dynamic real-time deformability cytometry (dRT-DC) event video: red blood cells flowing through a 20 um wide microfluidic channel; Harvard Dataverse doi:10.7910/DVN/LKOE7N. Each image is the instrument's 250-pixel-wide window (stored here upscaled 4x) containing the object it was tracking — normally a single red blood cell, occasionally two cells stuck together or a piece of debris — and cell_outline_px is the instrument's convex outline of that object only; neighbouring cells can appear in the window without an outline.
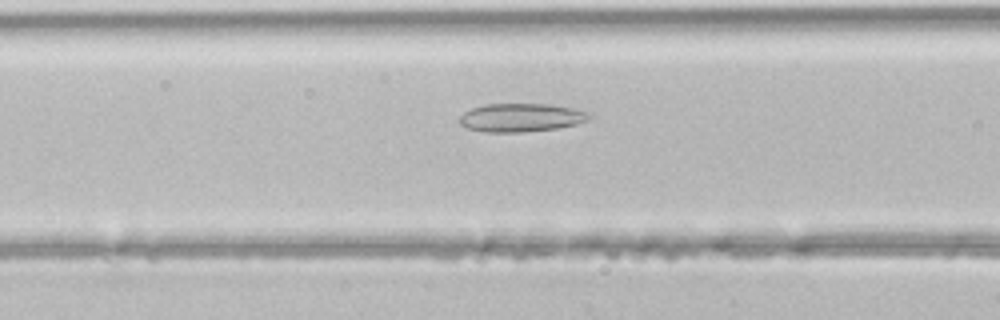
{"species": "common noctule bat (a hibernating species)", "species_latin": "Nyctalus noctula", "temperature_condition": "room temperature", "stored_images_in_passage": 22, "camera_frame_rate_fps": 3000, "um_per_image_px": 0.085, "animal": {"sex": "male", "body_mass_g": 21.5, "forearm_length_mm": 52.0}, "frame": {"image": 1, "passage_image": 14, "time_ms": 4.333, "image_size_px": [1000, 320], "cell_outline_px": [[592, 116], [588, 120], [576, 124], [556, 128], [524, 132], [484, 132], [468, 128], [460, 124], [460, 116], [464, 112], [472, 108], [484, 104], [552, 104], [592, 112]], "centroid_in_image_um": [44.32, 9.99], "position_along_channel_um": 122.3, "area_um2": 21.56}}
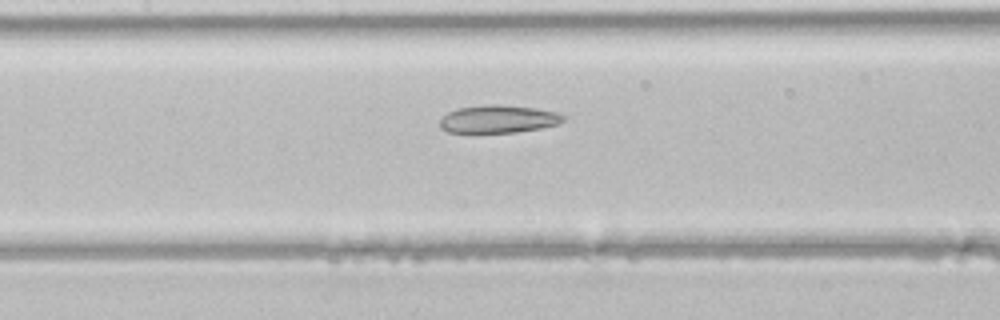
{"frame": {"image": 2, "passage_image": 17, "time_ms": 5.333, "image_size_px": [1000, 320], "cell_outline_px": [[564, 120], [556, 124], [540, 128], [516, 132], [472, 136], [448, 132], [440, 128], [440, 120], [448, 112], [460, 108], [492, 104], [500, 104], [536, 108], [556, 112], [564, 116]], "centroid_in_image_um": [42.27, 10.17], "position_along_channel_um": 165.1, "area_um2": 20.69}}
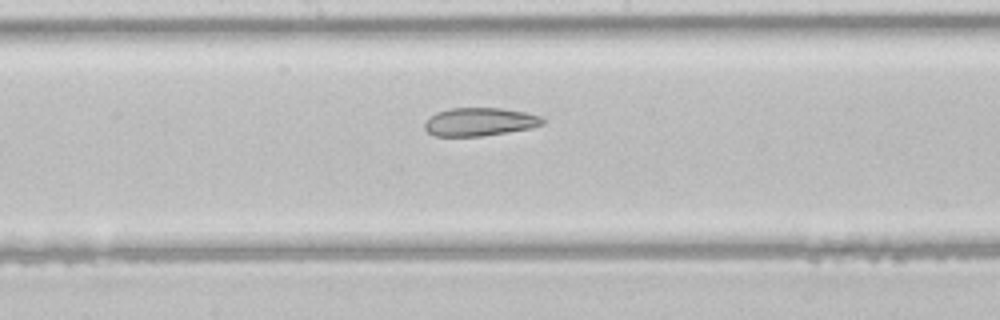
{"frame": {"image": 3, "passage_image": 20, "time_ms": 6.333, "image_size_px": [1000, 320], "cell_outline_px": [[544, 124], [532, 128], [480, 136], [436, 136], [428, 132], [424, 128], [424, 124], [428, 116], [436, 112], [448, 108], [500, 108], [524, 112], [540, 116], [544, 120]], "centroid_in_image_um": [40.73, 10.35], "position_along_channel_um": 207.5, "area_um2": 19.42}}